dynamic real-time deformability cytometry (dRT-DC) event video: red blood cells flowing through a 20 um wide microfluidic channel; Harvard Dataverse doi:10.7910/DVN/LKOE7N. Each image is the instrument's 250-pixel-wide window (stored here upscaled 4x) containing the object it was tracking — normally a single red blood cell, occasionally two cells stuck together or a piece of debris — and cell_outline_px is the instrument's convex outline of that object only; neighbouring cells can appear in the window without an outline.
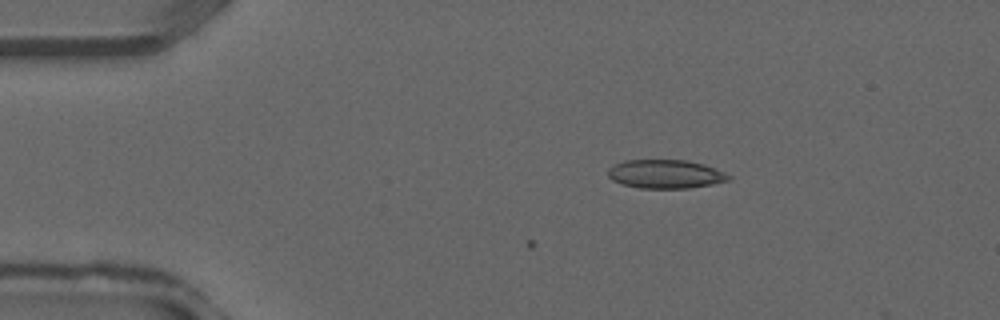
{"species": "common noctule bat (a hibernating species)", "species_latin": "Nyctalus noctula", "temperature_condition": "warm", "stored_images_in_passage": 12, "camera_frame_rate_fps": 3000, "um_per_image_px": 0.085, "animal": {"sex": "male", "forearm_length_mm": 52.5}, "frame": {"image": 1, "passage_image": 1, "time_ms": 0.0, "image_size_px": [1000, 320], "cell_outline_px": [[732, 176], [728, 180], [712, 184], [688, 188], [640, 188], [620, 184], [612, 180], [608, 176], [608, 168], [624, 160], [684, 160], [704, 164], [724, 172]], "centroid_in_image_um": [56.54, 14.79], "position_along_channel_um": 28.5, "area_um2": 20.11}}